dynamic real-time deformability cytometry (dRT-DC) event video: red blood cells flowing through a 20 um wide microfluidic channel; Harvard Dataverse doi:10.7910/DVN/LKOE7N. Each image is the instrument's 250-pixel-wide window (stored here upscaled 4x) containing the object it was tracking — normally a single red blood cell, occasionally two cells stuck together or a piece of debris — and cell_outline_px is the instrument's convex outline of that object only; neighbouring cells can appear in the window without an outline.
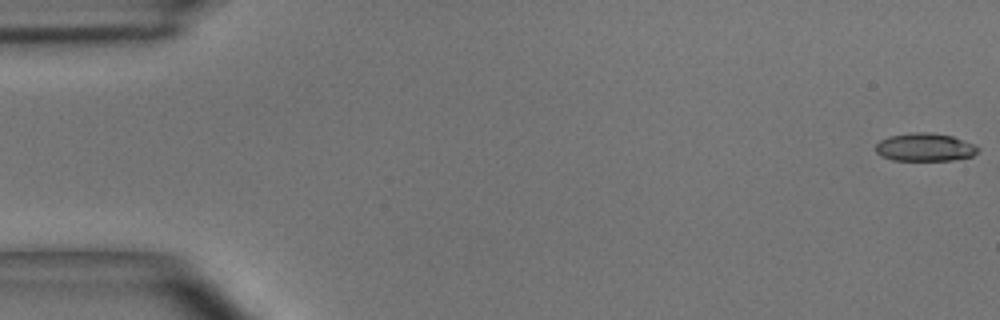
{"species": "common noctule bat (a hibernating species)", "species_latin": "Nyctalus noctula", "temperature_condition": "room temperature", "stored_images_in_passage": 3, "camera_frame_rate_fps": 3000, "um_per_image_px": 0.085, "animal": {"sex": "male", "body_mass_g": 15.6}, "frame": {"image": 1, "passage_image": 1, "time_ms": 0.0, "image_size_px": [1000, 320], "cell_outline_px": [[980, 148], [972, 156], [952, 160], [892, 160], [880, 156], [876, 152], [876, 144], [880, 140], [888, 136], [912, 132], [928, 132], [952, 136], [976, 144]], "centroid_in_image_um": [78.6, 12.51], "position_along_channel_um": 6.4, "area_um2": 16.82}}